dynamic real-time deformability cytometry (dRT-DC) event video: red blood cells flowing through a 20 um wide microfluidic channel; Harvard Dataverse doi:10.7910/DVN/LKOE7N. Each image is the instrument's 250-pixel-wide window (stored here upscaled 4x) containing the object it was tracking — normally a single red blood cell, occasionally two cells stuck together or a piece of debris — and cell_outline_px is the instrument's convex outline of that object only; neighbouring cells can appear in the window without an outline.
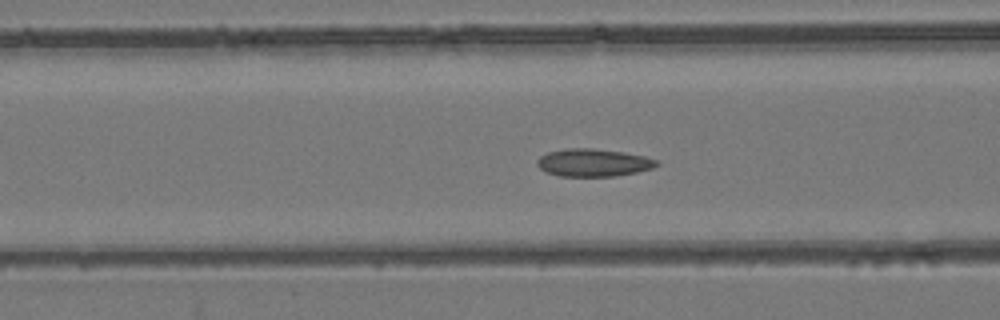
{"species": "common noctule bat (a hibernating species)", "species_latin": "Nyctalus noctula", "temperature_condition": "room temperature", "stored_images_in_passage": 32, "camera_frame_rate_fps": 3000, "um_per_image_px": 0.085, "animal": {"sex": "female", "body_mass_g": 24.6, "forearm_length_mm": 56.2}, "frame": {"image": 1, "passage_image": 6, "time_ms": 1.667, "image_size_px": [1000, 320], "cell_outline_px": [[660, 164], [652, 168], [636, 172], [616, 176], [560, 176], [548, 172], [540, 168], [536, 164], [536, 160], [540, 156], [548, 152], [564, 148], [592, 148], [624, 152], [644, 156], [656, 160]], "centroid_in_image_um": [50.42, 13.82], "position_along_channel_um": 116.2, "area_um2": 19.25}}
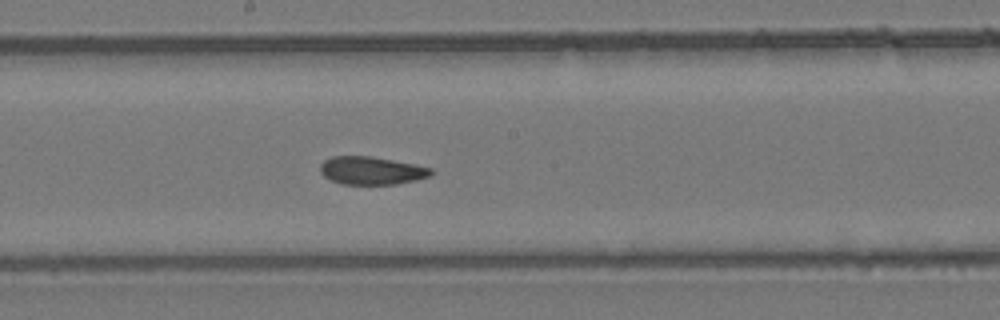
{"frame": {"image": 2, "passage_image": 14, "time_ms": 4.333, "image_size_px": [1000, 320], "cell_outline_px": [[432, 172], [428, 176], [416, 180], [396, 184], [344, 184], [332, 180], [324, 176], [320, 172], [320, 164], [324, 160], [332, 156], [368, 156], [416, 164], [432, 168]], "centroid_in_image_um": [31.56, 14.49], "position_along_channel_um": 216.6, "area_um2": 17.92}}
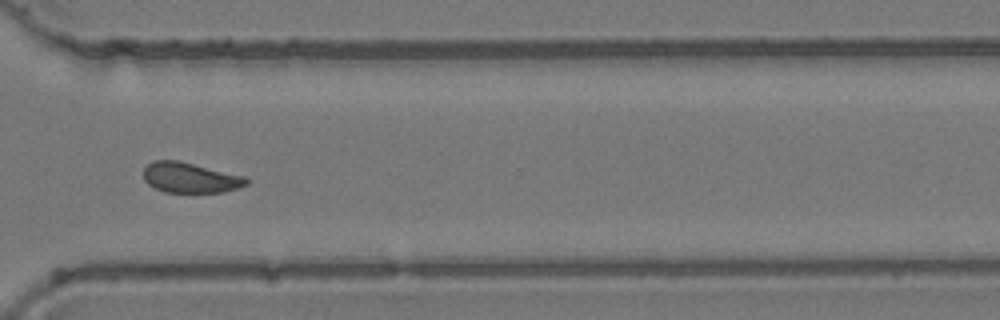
{"frame": {"image": 3, "passage_image": 25, "time_ms": 8.0, "image_size_px": [1000, 320], "cell_outline_px": [[248, 184], [224, 192], [164, 192], [148, 184], [144, 180], [144, 168], [152, 160], [180, 160], [244, 176], [248, 180]], "centroid_in_image_um": [16.15, 15.09], "position_along_channel_um": 354.5, "area_um2": 18.15}, "authors_computed_cell_mechanics": {"area_um2": 18.5538, "velocity_mm_per_s": 3.7599, "shape_relaxation_time_tau1_ms": null, "shape_relaxation_time_tau2_ms": 2.4728, "deformation_change_tau1": null, "deformation_change_tau2": 0.0748}}